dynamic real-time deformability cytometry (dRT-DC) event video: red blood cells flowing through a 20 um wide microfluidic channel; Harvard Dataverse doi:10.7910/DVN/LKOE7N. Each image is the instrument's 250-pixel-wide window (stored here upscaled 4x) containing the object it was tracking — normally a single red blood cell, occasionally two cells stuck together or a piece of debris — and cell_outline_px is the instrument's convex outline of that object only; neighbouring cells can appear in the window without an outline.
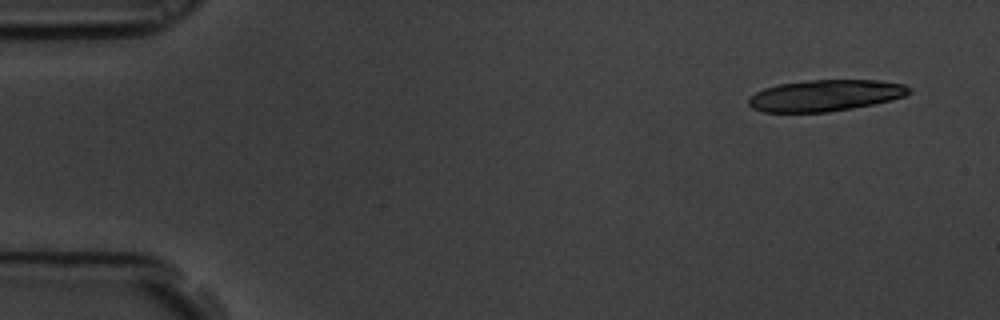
{"species": "common noctule bat (a hibernating species)", "species_latin": "Nyctalus noctula", "temperature_condition": "room temperature", "stored_images_in_passage": 6, "camera_frame_rate_fps": 3000, "um_per_image_px": 0.085, "animal": {"sex": "male", "body_mass_g": 19.5, "forearm_length_mm": 54.6}, "frame": {"image": 1, "passage_image": 1, "time_ms": 0.0, "image_size_px": [1000, 320], "cell_outline_px": [[912, 92], [904, 96], [892, 100], [852, 108], [828, 112], [764, 112], [752, 108], [748, 104], [748, 100], [756, 92], [764, 88], [780, 84], [812, 80], [880, 80], [904, 84], [912, 88]], "centroid_in_image_um": [70.19, 8.11], "position_along_channel_um": 14.8, "area_um2": 29.3}}